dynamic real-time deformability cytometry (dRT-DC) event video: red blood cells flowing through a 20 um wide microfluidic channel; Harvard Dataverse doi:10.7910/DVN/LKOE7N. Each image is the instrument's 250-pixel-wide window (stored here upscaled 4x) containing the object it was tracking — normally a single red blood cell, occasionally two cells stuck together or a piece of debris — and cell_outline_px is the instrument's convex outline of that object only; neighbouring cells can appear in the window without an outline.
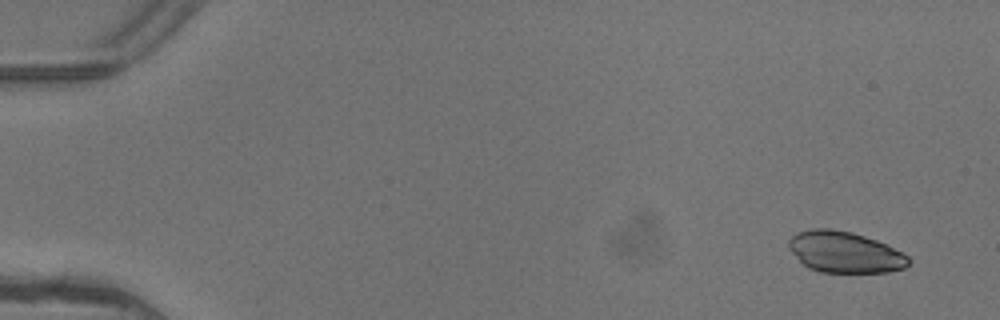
{"species": "common noctule bat (a hibernating species)", "species_latin": "Nyctalus noctula", "temperature_condition": "warm", "stored_images_in_passage": 8, "camera_frame_rate_fps": 3000, "um_per_image_px": 0.085, "animal": {"sex": "female"}, "frame": {"image": 1, "passage_image": 1, "time_ms": 0.0, "image_size_px": [1000, 320], "cell_outline_px": [[908, 264], [904, 268], [888, 272], [820, 272], [808, 268], [788, 248], [788, 240], [796, 232], [812, 228], [832, 228], [852, 232], [888, 244], [908, 256]], "centroid_in_image_um": [71.78, 21.42], "position_along_channel_um": 13.2, "area_um2": 28.78}}
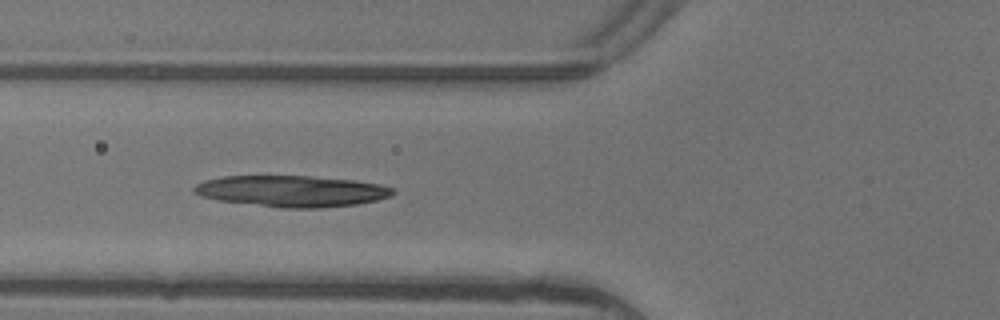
{"frame": {"image": 2, "passage_image": 6, "time_ms": 1.667, "image_size_px": [1000, 320], "cell_outline_px": [[396, 192], [392, 196], [376, 200], [356, 204], [320, 208], [280, 208], [220, 200], [200, 196], [192, 192], [192, 188], [196, 184], [204, 180], [224, 176], [308, 176], [352, 180], [376, 184], [392, 188]], "centroid_in_image_um": [24.75, 16.25], "position_along_channel_um": 101.0, "area_um2": 36.07}}
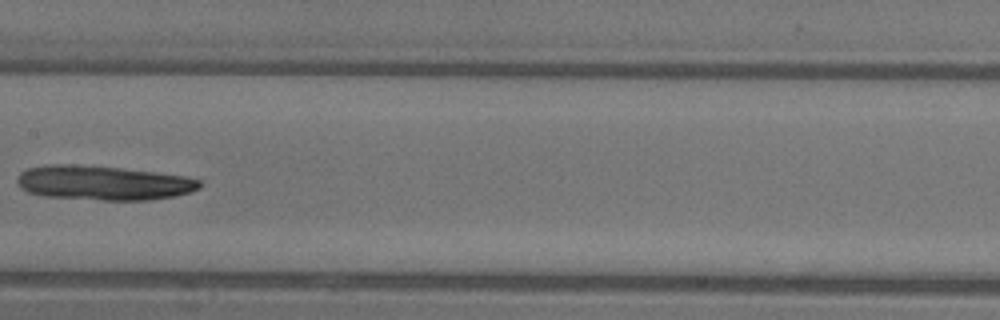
{"frame": {"image": 3, "passage_image": 8, "time_ms": 2.333, "image_size_px": [1000, 320], "cell_outline_px": [[200, 188], [192, 192], [172, 196], [148, 200], [104, 200], [44, 196], [28, 192], [20, 188], [16, 180], [16, 176], [20, 172], [28, 168], [48, 164], [64, 164], [120, 168], [156, 172], [184, 176], [200, 180]], "centroid_in_image_um": [8.74, 15.54], "position_along_channel_um": 198.7, "area_um2": 36.53}}